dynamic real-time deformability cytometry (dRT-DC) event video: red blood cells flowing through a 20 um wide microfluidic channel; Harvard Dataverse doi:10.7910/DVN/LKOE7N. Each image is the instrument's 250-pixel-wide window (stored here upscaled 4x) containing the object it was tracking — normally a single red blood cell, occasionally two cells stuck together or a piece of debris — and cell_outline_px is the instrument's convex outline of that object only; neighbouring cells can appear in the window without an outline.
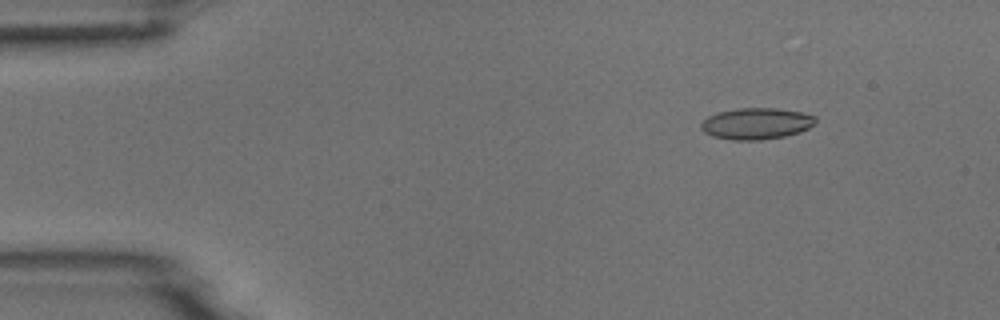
{"species": "common noctule bat (a hibernating species)", "species_latin": "Nyctalus noctula", "temperature_condition": "room temperature", "stored_images_in_passage": 5, "camera_frame_rate_fps": 3000, "um_per_image_px": 0.085, "animal": {"sex": "male", "body_mass_g": 18.8}, "frame": {"image": 1, "passage_image": 2, "time_ms": 0.333, "image_size_px": [1000, 320], "cell_outline_px": [[816, 120], [808, 128], [800, 132], [784, 136], [760, 140], [732, 140], [712, 136], [704, 132], [700, 128], [700, 124], [708, 116], [720, 112], [740, 108], [776, 108], [800, 112], [816, 116]], "centroid_in_image_um": [64.27, 10.51], "position_along_channel_um": 20.7, "area_um2": 20.81}}
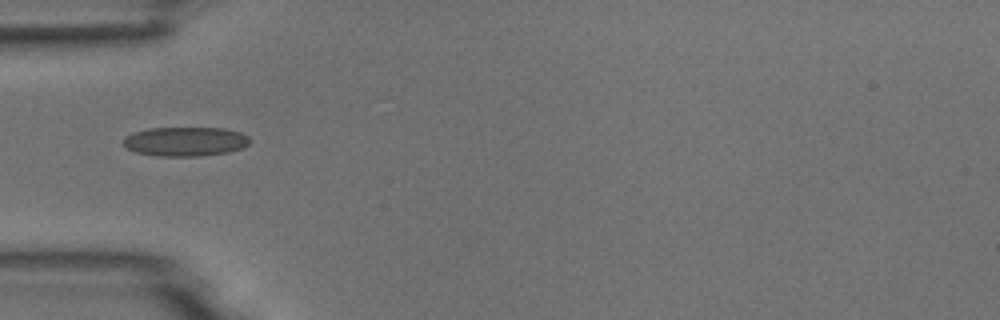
{"frame": {"image": 2, "passage_image": 4, "time_ms": 1.0, "image_size_px": [1000, 320], "cell_outline_px": [[252, 140], [244, 148], [228, 152], [200, 156], [160, 156], [136, 152], [128, 148], [124, 144], [124, 136], [132, 132], [148, 128], [224, 128], [240, 132], [248, 136]], "centroid_in_image_um": [15.78, 12.02], "position_along_channel_um": 69.2, "area_um2": 21.68}}